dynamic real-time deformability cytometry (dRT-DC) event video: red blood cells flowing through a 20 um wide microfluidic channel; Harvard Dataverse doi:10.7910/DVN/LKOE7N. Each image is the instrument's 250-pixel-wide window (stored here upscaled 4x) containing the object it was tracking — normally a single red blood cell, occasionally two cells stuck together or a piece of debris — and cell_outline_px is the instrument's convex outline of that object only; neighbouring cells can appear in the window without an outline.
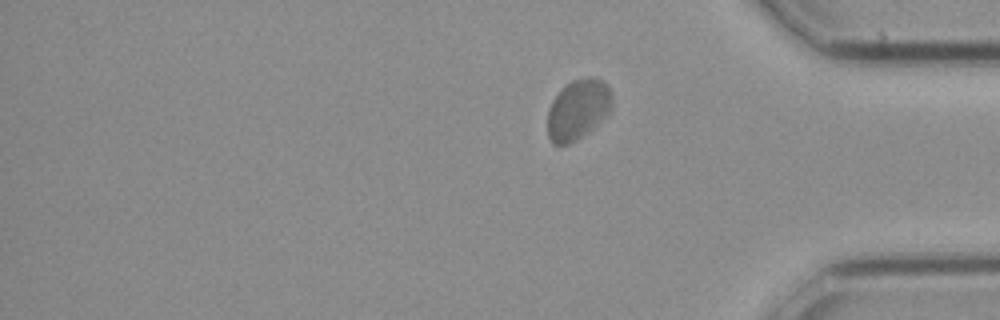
{"species": "common noctule bat (a hibernating species)", "species_latin": "Nyctalus noctula", "temperature_condition": "cold", "stored_images_in_passage": 20, "segment_of_instrument_passage": [2, 2], "camera_frame_rate_fps": 3000, "um_per_image_px": 0.085, "animal": {"sex": "female", "body_mass_g": 21.9}, "frame": {"image": 1, "passage_image": 20, "time_ms": 6.333, "image_size_px": [1000, 320], "cell_outline_px": [[612, 108], [588, 132], [576, 140], [568, 144], [552, 144], [548, 136], [548, 108], [552, 100], [572, 80], [588, 76], [596, 76], [608, 84], [612, 92]], "centroid_in_image_um": [49.14, 9.28], "position_along_channel_um": 386.1, "area_um2": 22.6}}